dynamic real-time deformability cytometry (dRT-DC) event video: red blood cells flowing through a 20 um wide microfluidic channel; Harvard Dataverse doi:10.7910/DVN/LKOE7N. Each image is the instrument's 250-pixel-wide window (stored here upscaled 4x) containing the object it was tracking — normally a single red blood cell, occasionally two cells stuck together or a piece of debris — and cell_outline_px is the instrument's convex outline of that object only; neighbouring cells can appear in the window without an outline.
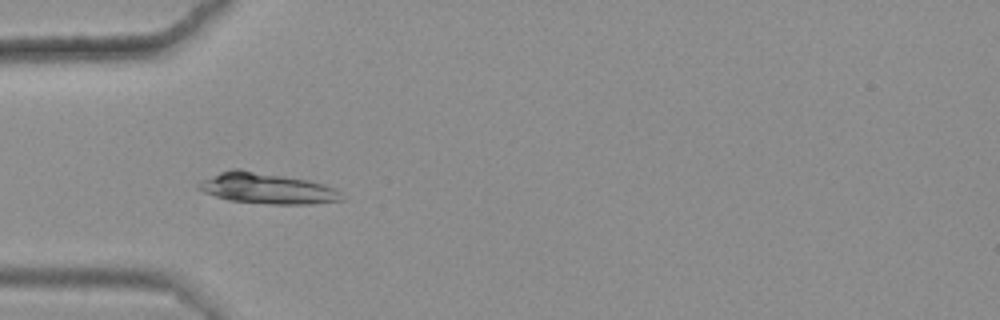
{"species": "common noctule bat (a hibernating species)", "species_latin": "Nyctalus noctula", "temperature_condition": "warm", "stored_images_in_passage": 31, "camera_frame_rate_fps": 3000, "um_per_image_px": 0.085, "animal": {"sex": "female", "body_mass_g": 25.1}, "frame": {"image": 1, "passage_image": 1, "time_ms": 0.0, "image_size_px": [1000, 320], "cell_outline_px": [[344, 200], [312, 204], [268, 204], [228, 200], [204, 192], [196, 188], [196, 184], [200, 180], [220, 172], [232, 168], [240, 168], [308, 180], [324, 184], [336, 188], [340, 192]], "centroid_in_image_um": [22.67, 16.0], "position_along_channel_um": 62.3, "area_um2": 25.95}}
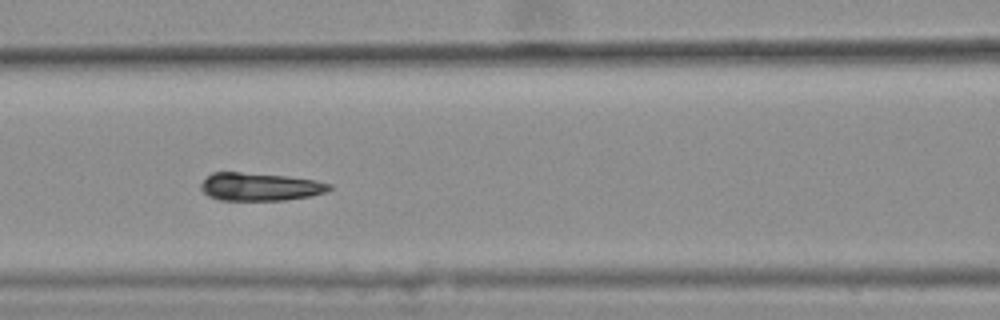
{"frame": {"image": 2, "passage_image": 8, "time_ms": 2.333, "image_size_px": [1000, 320], "cell_outline_px": [[332, 188], [328, 192], [308, 196], [284, 200], [220, 200], [208, 196], [200, 188], [200, 184], [212, 172], [240, 172], [288, 176], [316, 180], [332, 184]], "centroid_in_image_um": [22.11, 15.87], "position_along_channel_um": 144.5, "area_um2": 20.98}}
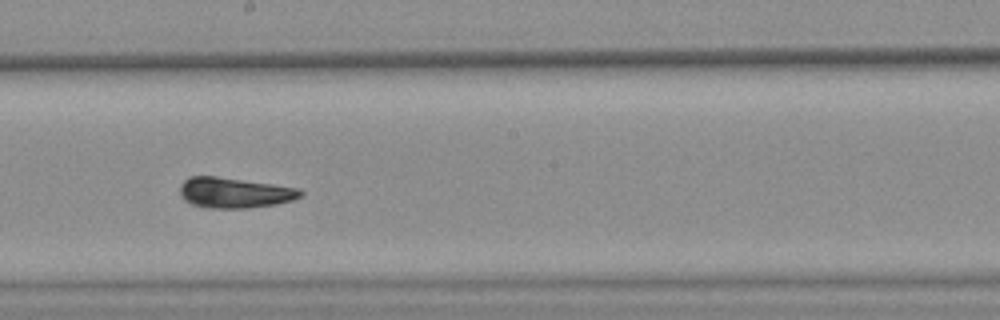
{"frame": {"image": 3, "passage_image": 15, "time_ms": 4.667, "image_size_px": [1000, 320], "cell_outline_px": [[304, 196], [292, 200], [276, 204], [248, 208], [208, 208], [192, 204], [184, 200], [180, 196], [180, 184], [188, 176], [216, 176], [300, 188], [304, 192]], "centroid_in_image_um": [19.93, 16.38], "position_along_channel_um": 228.3, "area_um2": 21.56}, "authors_computed_cell_mechanics": {"area_um2": 21.2704, "velocity_mm_per_s": 3.5938, "shape_relaxation_time_tau1_ms": 6.3769, "shape_relaxation_time_tau2_ms": 1.3425, "deformation_change_tau1": 0.1351, "deformation_change_tau2": 0.0717}}